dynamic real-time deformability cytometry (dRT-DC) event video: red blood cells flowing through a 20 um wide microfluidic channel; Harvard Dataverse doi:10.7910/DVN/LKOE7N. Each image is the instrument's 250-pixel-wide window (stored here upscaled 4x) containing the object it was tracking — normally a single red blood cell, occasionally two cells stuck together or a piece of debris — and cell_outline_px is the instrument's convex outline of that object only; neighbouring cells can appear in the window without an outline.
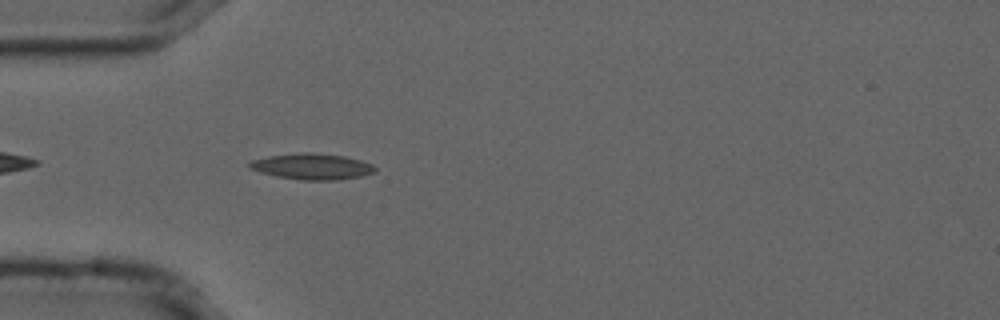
{"species": "common noctule bat (a hibernating species)", "species_latin": "Nyctalus noctula", "temperature_condition": "cold", "stored_images_in_passage": 38, "camera_frame_rate_fps": 3000, "um_per_image_px": 0.085, "animal": {"sex": "male", "forearm_length_mm": 52.5}, "frame": {"image": 1, "passage_image": 4, "time_ms": 1.0, "image_size_px": [1000, 320], "cell_outline_px": [[376, 172], [360, 176], [336, 180], [300, 180], [276, 176], [260, 172], [248, 168], [248, 164], [252, 160], [268, 156], [300, 152], [312, 152], [344, 156], [360, 160], [372, 164], [376, 168]], "centroid_in_image_um": [26.51, 14.15], "position_along_channel_um": 58.5, "area_um2": 19.07}}
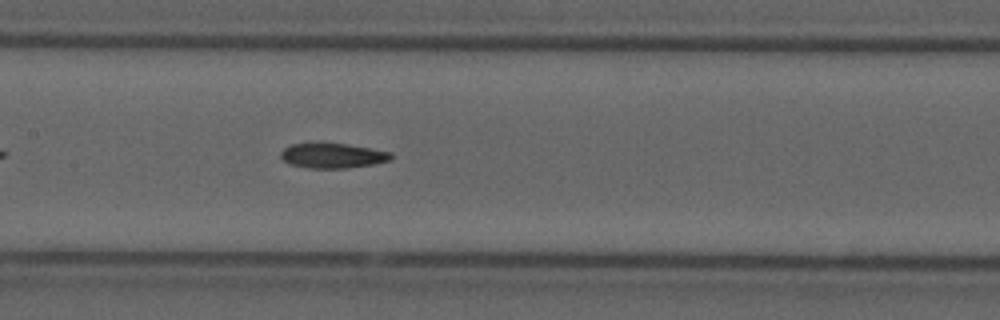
{"frame": {"image": 2, "passage_image": 14, "time_ms": 4.333, "image_size_px": [1000, 320], "cell_outline_px": [[392, 160], [372, 164], [348, 168], [308, 168], [292, 164], [284, 160], [280, 156], [280, 152], [284, 148], [292, 144], [320, 140], [348, 144], [392, 152]], "centroid_in_image_um": [28.25, 13.18], "position_along_channel_um": 179.1, "area_um2": 16.59}}
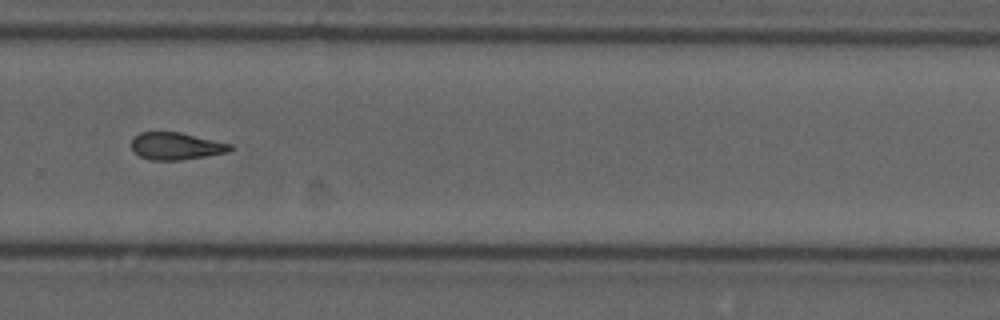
{"frame": {"image": 3, "passage_image": 25, "time_ms": 8.0, "image_size_px": [1000, 320], "cell_outline_px": [[236, 148], [228, 152], [180, 160], [148, 160], [132, 152], [132, 136], [140, 132], [180, 132], [232, 144]], "centroid_in_image_um": [14.95, 12.41], "position_along_channel_um": 314.9, "area_um2": 15.84}, "authors_computed_cell_mechanics": {"area_um2": 16.2418, "velocity_mm_per_s": 3.7223, "shape_relaxation_time_tau1_ms": null, "shape_relaxation_time_tau2_ms": 4.9881, "deformation_change_tau1": null, "deformation_change_tau2": 0.1232}}